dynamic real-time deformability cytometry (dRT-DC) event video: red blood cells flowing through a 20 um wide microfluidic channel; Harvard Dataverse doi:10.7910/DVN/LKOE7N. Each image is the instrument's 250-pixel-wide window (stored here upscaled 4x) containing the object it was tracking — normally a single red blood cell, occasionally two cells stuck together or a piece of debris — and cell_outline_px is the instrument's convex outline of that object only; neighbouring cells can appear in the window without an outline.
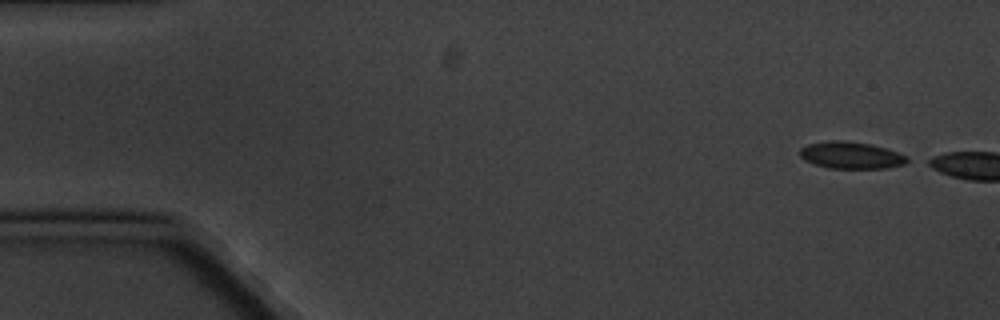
{"species": "common noctule bat (a hibernating species)", "species_latin": "Nyctalus noctula", "temperature_condition": "cold", "stored_images_in_passage": 3, "camera_frame_rate_fps": 3000, "um_per_image_px": 0.085, "animal": {"sex": "male", "body_mass_g": 20.1, "forearm_length_mm": 53.5}, "frame": {"image": 1, "passage_image": 1, "time_ms": 0.0, "image_size_px": [1000, 320], "cell_outline_px": [[912, 160], [904, 164], [888, 168], [828, 168], [804, 160], [800, 156], [800, 148], [808, 144], [828, 140], [844, 140], [872, 144], [908, 156]], "centroid_in_image_um": [72.36, 13.19], "position_along_channel_um": 12.6, "area_um2": 16.94}}